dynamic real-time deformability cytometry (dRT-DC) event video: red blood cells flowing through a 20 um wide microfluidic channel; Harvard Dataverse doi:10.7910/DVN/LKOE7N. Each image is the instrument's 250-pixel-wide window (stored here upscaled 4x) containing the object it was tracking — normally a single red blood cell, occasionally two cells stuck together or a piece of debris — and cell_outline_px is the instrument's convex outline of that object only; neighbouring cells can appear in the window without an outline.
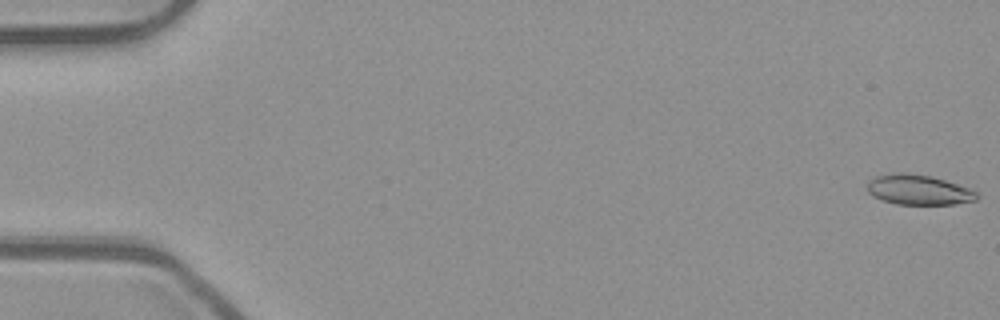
{"species": "common noctule bat (a hibernating species)", "species_latin": "Nyctalus noctula", "temperature_condition": "room temperature", "stored_images_in_passage": 55, "segment_of_instrument_passage": [1, 2], "camera_frame_rate_fps": 3000, "um_per_image_px": 0.085, "animal": {"sex": "male", "body_mass_g": 23.1, "forearm_length_mm": 52.7}, "frame": {"image": 1, "passage_image": 1, "time_ms": 0.0, "image_size_px": [1000, 320], "cell_outline_px": [[980, 196], [976, 200], [956, 204], [896, 204], [872, 196], [868, 192], [868, 180], [876, 176], [892, 172], [908, 172], [932, 176], [968, 188], [976, 192]], "centroid_in_image_um": [78.06, 16.12], "position_along_channel_um": 6.9, "area_um2": 19.25}}
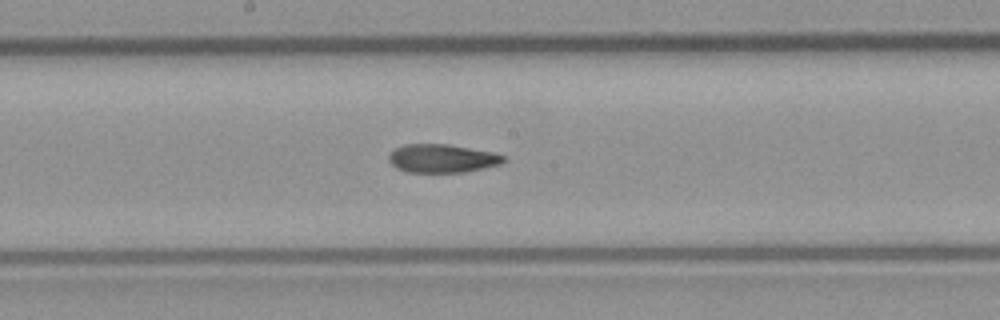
{"frame": {"image": 2, "passage_image": 29, "time_ms": 9.333, "image_size_px": [1000, 320], "cell_outline_px": [[508, 160], [500, 164], [464, 172], [408, 172], [396, 168], [388, 160], [388, 156], [396, 148], [404, 144], [448, 144], [492, 152], [504, 156]], "centroid_in_image_um": [37.58, 13.46], "position_along_channel_um": 210.6, "area_um2": 18.9}}
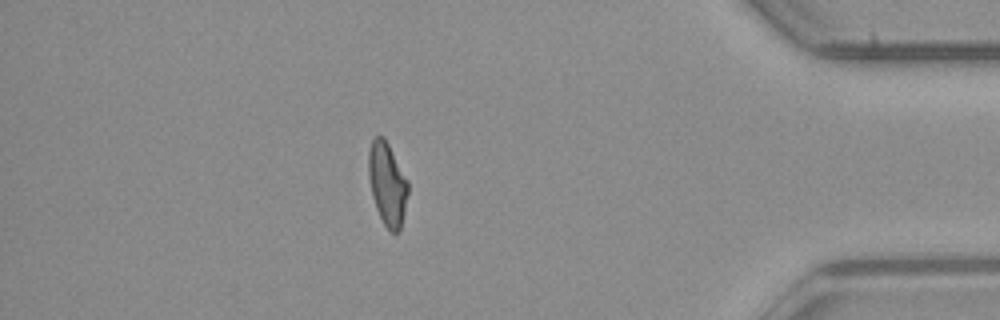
{"frame": {"image": 3, "passage_image": 47, "time_ms": 15.333, "image_size_px": [1000, 320], "cell_outline_px": [[408, 192], [400, 232], [392, 232], [384, 224], [376, 208], [372, 196], [368, 176], [368, 152], [372, 140], [376, 136], [384, 136], [408, 180]], "centroid_in_image_um": [32.91, 15.61], "position_along_channel_um": 402.3, "area_um2": 19.07}}